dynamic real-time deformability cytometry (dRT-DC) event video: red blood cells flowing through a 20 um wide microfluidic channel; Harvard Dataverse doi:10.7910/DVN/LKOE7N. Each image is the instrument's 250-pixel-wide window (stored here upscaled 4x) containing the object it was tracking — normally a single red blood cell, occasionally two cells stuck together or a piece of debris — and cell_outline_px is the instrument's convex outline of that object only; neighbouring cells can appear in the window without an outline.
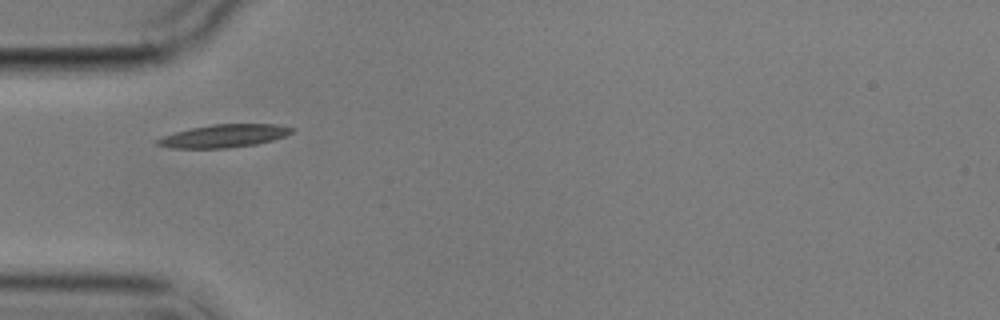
{"species": "common noctule bat (a hibernating species)", "species_latin": "Nyctalus noctula", "temperature_condition": "cold", "stored_images_in_passage": 3, "camera_frame_rate_fps": 3000, "um_per_image_px": 0.085, "animal": {"sex": "male", "body_mass_g": 17.9}, "frame": {"image": 1, "passage_image": 1, "time_ms": 0.0, "image_size_px": [1000, 320], "cell_outline_px": [[296, 128], [292, 132], [284, 136], [272, 140], [256, 144], [228, 148], [168, 148], [156, 144], [156, 140], [164, 136], [176, 132], [192, 128], [212, 124], [276, 124]], "centroid_in_image_um": [19.05, 11.55], "position_along_channel_um": 65.9, "area_um2": 17.86}}
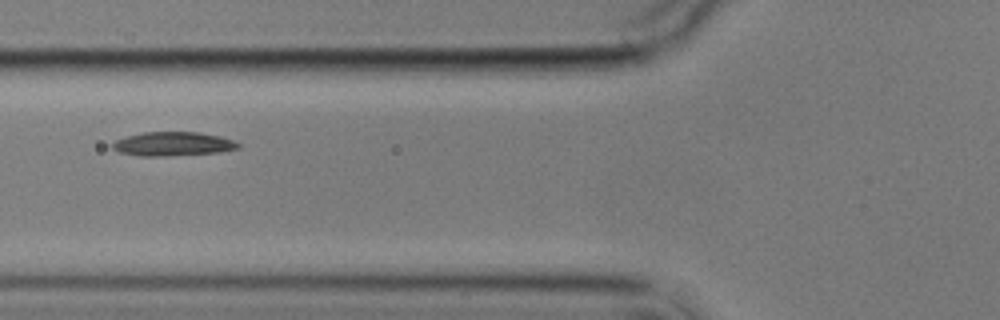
{"frame": {"image": 2, "passage_image": 2, "time_ms": 1.333, "image_size_px": [1000, 320], "cell_outline_px": [[240, 148], [220, 152], [168, 156], [140, 156], [120, 152], [112, 148], [112, 144], [116, 140], [128, 136], [144, 132], [196, 132], [220, 136], [232, 140], [240, 144]], "centroid_in_image_um": [14.72, 12.24], "position_along_channel_um": 111.1, "area_um2": 17.46}}
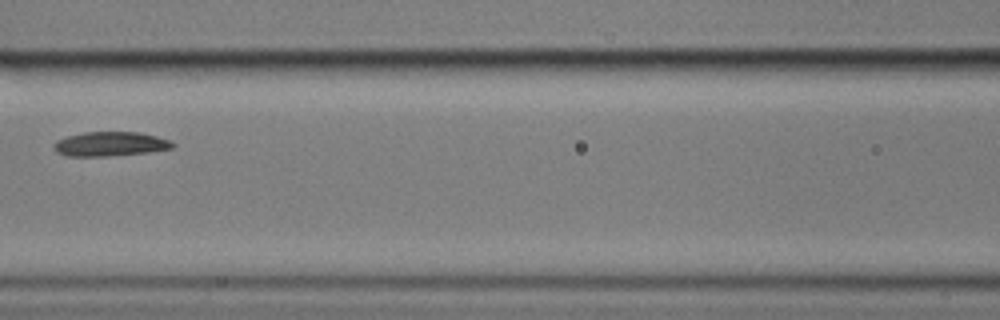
{"frame": {"image": 3, "passage_image": 3, "time_ms": 2.667, "image_size_px": [1000, 320], "cell_outline_px": [[176, 144], [172, 148], [148, 152], [108, 156], [68, 156], [56, 152], [52, 148], [52, 144], [56, 140], [68, 136], [84, 132], [140, 132], [156, 136], [168, 140]], "centroid_in_image_um": [9.33, 12.24], "position_along_channel_um": 157.3, "area_um2": 16.88}}